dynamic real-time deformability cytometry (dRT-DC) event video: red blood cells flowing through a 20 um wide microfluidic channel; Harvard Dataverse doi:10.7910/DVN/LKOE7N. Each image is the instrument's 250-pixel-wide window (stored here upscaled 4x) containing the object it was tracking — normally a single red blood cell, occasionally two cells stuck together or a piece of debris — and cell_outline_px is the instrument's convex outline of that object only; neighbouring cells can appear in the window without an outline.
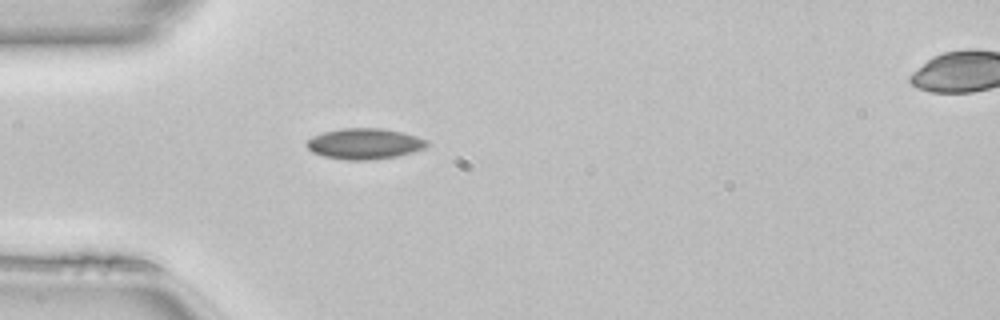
{"species": "common noctule bat (a hibernating species)", "species_latin": "Nyctalus noctula", "temperature_condition": "room temperature", "stored_images_in_passage": 36, "camera_frame_rate_fps": 3000, "um_per_image_px": 0.085, "animal": {"sex": "female", "body_mass_g": 22.7, "forearm_length_mm": 54.2}, "frame": {"image": 1, "passage_image": 1, "time_ms": 0.0, "image_size_px": [1000, 320], "cell_outline_px": [[428, 144], [424, 148], [412, 152], [396, 156], [368, 160], [344, 160], [324, 156], [312, 152], [304, 144], [312, 136], [324, 132], [340, 128], [384, 128], [416, 136], [428, 140]], "centroid_in_image_um": [30.95, 12.21], "position_along_channel_um": 54.0, "area_um2": 21.56}}
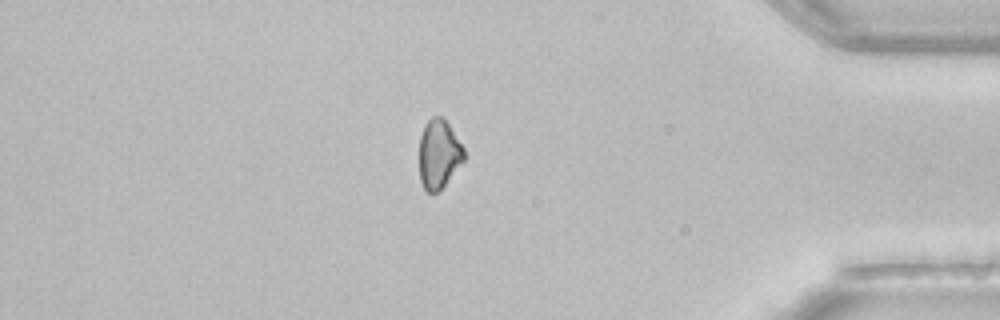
{"frame": {"image": 2, "passage_image": 29, "time_ms": 9.333, "image_size_px": [1000, 320], "cell_outline_px": [[464, 160], [444, 184], [436, 192], [428, 192], [424, 188], [420, 180], [420, 136], [424, 124], [432, 116], [440, 116], [448, 124], [464, 148]], "centroid_in_image_um": [37.28, 13.07], "position_along_channel_um": 397.9, "area_um2": 17.57}}
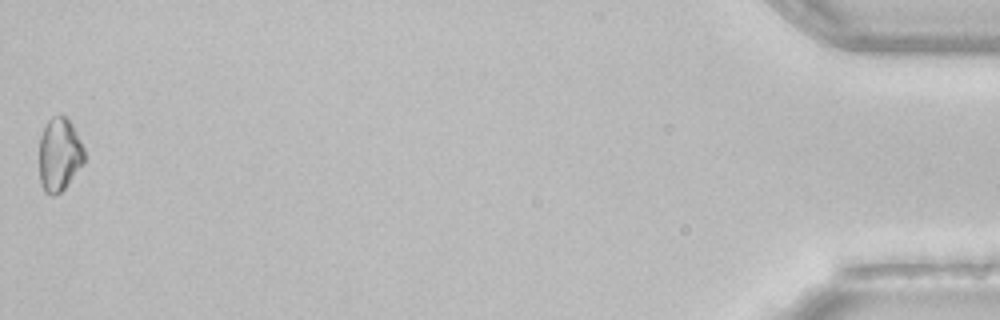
{"frame": {"image": 3, "passage_image": 36, "time_ms": 11.667, "image_size_px": [1000, 320], "cell_outline_px": [[84, 164], [68, 184], [60, 192], [52, 196], [44, 192], [40, 184], [40, 136], [48, 120], [52, 116], [64, 116], [72, 124], [84, 148]], "centroid_in_image_um": [5.05, 13.16], "position_along_channel_um": 430.2, "area_um2": 19.25}, "authors_computed_cell_mechanics": {"area_um2": 19.363, "velocity_mm_per_s": 4.1367, "shape_relaxation_time_tau1_ms": 3.6572, "shape_relaxation_time_tau2_ms": null, "deformation_change_tau1": 0.0653, "deformation_change_tau2": null}}